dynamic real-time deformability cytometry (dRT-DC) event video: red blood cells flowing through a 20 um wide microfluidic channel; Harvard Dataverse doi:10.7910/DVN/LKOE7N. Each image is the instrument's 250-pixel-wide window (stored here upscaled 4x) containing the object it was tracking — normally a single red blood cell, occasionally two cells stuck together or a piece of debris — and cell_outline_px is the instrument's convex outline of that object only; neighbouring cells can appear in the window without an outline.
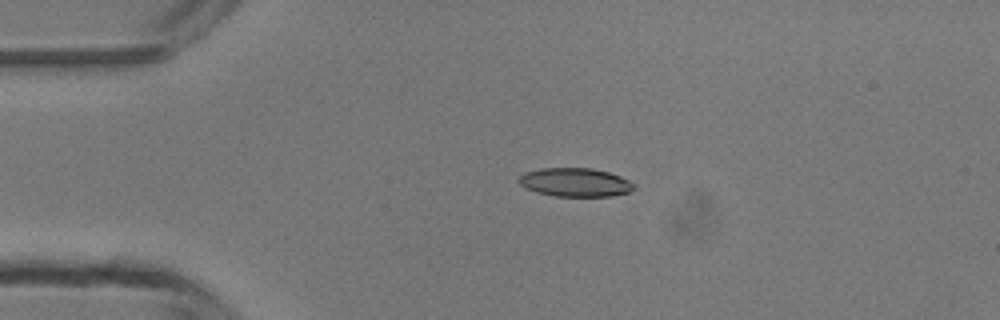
{"species": "common noctule bat (a hibernating species)", "species_latin": "Nyctalus noctula", "temperature_condition": "room temperature", "stored_images_in_passage": 3, "camera_frame_rate_fps": 3000, "um_per_image_px": 0.085, "animal": {"sex": "male", "body_mass_g": 13.3}, "frame": {"image": 1, "passage_image": 2, "time_ms": 1.333, "image_size_px": [1000, 320], "cell_outline_px": [[636, 188], [628, 192], [612, 196], [556, 196], [536, 192], [520, 184], [516, 180], [524, 172], [540, 168], [592, 168], [608, 172], [620, 176], [636, 184]], "centroid_in_image_um": [48.9, 15.49], "position_along_channel_um": 36.1, "area_um2": 19.25}}